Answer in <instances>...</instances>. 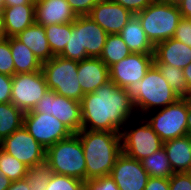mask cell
I'll return each instance as SVG.
<instances>
[{"instance_id":"44dd1931","label":"cell","mask_w":191,"mask_h":190,"mask_svg":"<svg viewBox=\"0 0 191 190\" xmlns=\"http://www.w3.org/2000/svg\"><path fill=\"white\" fill-rule=\"evenodd\" d=\"M174 173L191 172V137L188 135L163 142Z\"/></svg>"},{"instance_id":"ba28073f","label":"cell","mask_w":191,"mask_h":190,"mask_svg":"<svg viewBox=\"0 0 191 190\" xmlns=\"http://www.w3.org/2000/svg\"><path fill=\"white\" fill-rule=\"evenodd\" d=\"M144 118L163 142L187 135L188 98H179Z\"/></svg>"},{"instance_id":"d6a6232c","label":"cell","mask_w":191,"mask_h":190,"mask_svg":"<svg viewBox=\"0 0 191 190\" xmlns=\"http://www.w3.org/2000/svg\"><path fill=\"white\" fill-rule=\"evenodd\" d=\"M0 73L15 75V66L10 48V38L0 40Z\"/></svg>"},{"instance_id":"8fae6325","label":"cell","mask_w":191,"mask_h":190,"mask_svg":"<svg viewBox=\"0 0 191 190\" xmlns=\"http://www.w3.org/2000/svg\"><path fill=\"white\" fill-rule=\"evenodd\" d=\"M47 90L42 70L15 74L12 76L11 103L24 113L28 112L34 109Z\"/></svg>"},{"instance_id":"52a82bcc","label":"cell","mask_w":191,"mask_h":190,"mask_svg":"<svg viewBox=\"0 0 191 190\" xmlns=\"http://www.w3.org/2000/svg\"><path fill=\"white\" fill-rule=\"evenodd\" d=\"M78 61L54 56L42 64L48 89L56 94L81 102L83 96L78 80Z\"/></svg>"},{"instance_id":"d6986e66","label":"cell","mask_w":191,"mask_h":190,"mask_svg":"<svg viewBox=\"0 0 191 190\" xmlns=\"http://www.w3.org/2000/svg\"><path fill=\"white\" fill-rule=\"evenodd\" d=\"M78 80L84 94L93 93L109 81V68L100 58L89 57L78 62Z\"/></svg>"},{"instance_id":"7402d4cb","label":"cell","mask_w":191,"mask_h":190,"mask_svg":"<svg viewBox=\"0 0 191 190\" xmlns=\"http://www.w3.org/2000/svg\"><path fill=\"white\" fill-rule=\"evenodd\" d=\"M15 38L30 48L42 64L54 57L46 37L44 26L36 22L15 36Z\"/></svg>"},{"instance_id":"8992f818","label":"cell","mask_w":191,"mask_h":190,"mask_svg":"<svg viewBox=\"0 0 191 190\" xmlns=\"http://www.w3.org/2000/svg\"><path fill=\"white\" fill-rule=\"evenodd\" d=\"M135 16L139 19L147 38L154 46L172 38L182 18L177 5L161 0H154Z\"/></svg>"},{"instance_id":"ee69618b","label":"cell","mask_w":191,"mask_h":190,"mask_svg":"<svg viewBox=\"0 0 191 190\" xmlns=\"http://www.w3.org/2000/svg\"><path fill=\"white\" fill-rule=\"evenodd\" d=\"M12 181L4 176L0 171V190H7Z\"/></svg>"},{"instance_id":"7dc6e473","label":"cell","mask_w":191,"mask_h":190,"mask_svg":"<svg viewBox=\"0 0 191 190\" xmlns=\"http://www.w3.org/2000/svg\"><path fill=\"white\" fill-rule=\"evenodd\" d=\"M6 38L5 32H4V27H3V17L2 13L0 11V40Z\"/></svg>"},{"instance_id":"9a60e30c","label":"cell","mask_w":191,"mask_h":190,"mask_svg":"<svg viewBox=\"0 0 191 190\" xmlns=\"http://www.w3.org/2000/svg\"><path fill=\"white\" fill-rule=\"evenodd\" d=\"M110 176L119 190H144L150 177L141 161L124 153L117 157Z\"/></svg>"},{"instance_id":"4dcf8cb0","label":"cell","mask_w":191,"mask_h":190,"mask_svg":"<svg viewBox=\"0 0 191 190\" xmlns=\"http://www.w3.org/2000/svg\"><path fill=\"white\" fill-rule=\"evenodd\" d=\"M52 174L53 172L46 163L29 167L25 177L29 184V190H46Z\"/></svg>"},{"instance_id":"d4e9b609","label":"cell","mask_w":191,"mask_h":190,"mask_svg":"<svg viewBox=\"0 0 191 190\" xmlns=\"http://www.w3.org/2000/svg\"><path fill=\"white\" fill-rule=\"evenodd\" d=\"M24 112L11 102L0 103V142L23 126Z\"/></svg>"},{"instance_id":"8d00e7d4","label":"cell","mask_w":191,"mask_h":190,"mask_svg":"<svg viewBox=\"0 0 191 190\" xmlns=\"http://www.w3.org/2000/svg\"><path fill=\"white\" fill-rule=\"evenodd\" d=\"M76 16L89 15L92 8L102 0H66Z\"/></svg>"},{"instance_id":"484cf974","label":"cell","mask_w":191,"mask_h":190,"mask_svg":"<svg viewBox=\"0 0 191 190\" xmlns=\"http://www.w3.org/2000/svg\"><path fill=\"white\" fill-rule=\"evenodd\" d=\"M132 52L120 34H108L100 59L109 68L129 56Z\"/></svg>"},{"instance_id":"836d02e7","label":"cell","mask_w":191,"mask_h":190,"mask_svg":"<svg viewBox=\"0 0 191 190\" xmlns=\"http://www.w3.org/2000/svg\"><path fill=\"white\" fill-rule=\"evenodd\" d=\"M85 190H119L110 175L87 180Z\"/></svg>"},{"instance_id":"5bb4252c","label":"cell","mask_w":191,"mask_h":190,"mask_svg":"<svg viewBox=\"0 0 191 190\" xmlns=\"http://www.w3.org/2000/svg\"><path fill=\"white\" fill-rule=\"evenodd\" d=\"M154 54L131 53L109 67V80L123 89L141 81L152 66Z\"/></svg>"},{"instance_id":"bcb514c9","label":"cell","mask_w":191,"mask_h":190,"mask_svg":"<svg viewBox=\"0 0 191 190\" xmlns=\"http://www.w3.org/2000/svg\"><path fill=\"white\" fill-rule=\"evenodd\" d=\"M187 135L191 137V97L188 98Z\"/></svg>"},{"instance_id":"3957f363","label":"cell","mask_w":191,"mask_h":190,"mask_svg":"<svg viewBox=\"0 0 191 190\" xmlns=\"http://www.w3.org/2000/svg\"><path fill=\"white\" fill-rule=\"evenodd\" d=\"M126 91L135 111L139 110L145 115L152 113V109L164 108L180 98L154 64L141 81L130 84Z\"/></svg>"},{"instance_id":"ac0fdd59","label":"cell","mask_w":191,"mask_h":190,"mask_svg":"<svg viewBox=\"0 0 191 190\" xmlns=\"http://www.w3.org/2000/svg\"><path fill=\"white\" fill-rule=\"evenodd\" d=\"M191 63V47L174 38L154 46L153 64H168L184 69Z\"/></svg>"},{"instance_id":"4fadbf2b","label":"cell","mask_w":191,"mask_h":190,"mask_svg":"<svg viewBox=\"0 0 191 190\" xmlns=\"http://www.w3.org/2000/svg\"><path fill=\"white\" fill-rule=\"evenodd\" d=\"M0 148L28 167L45 163L46 149L22 126L0 142Z\"/></svg>"},{"instance_id":"f546056e","label":"cell","mask_w":191,"mask_h":190,"mask_svg":"<svg viewBox=\"0 0 191 190\" xmlns=\"http://www.w3.org/2000/svg\"><path fill=\"white\" fill-rule=\"evenodd\" d=\"M29 167L0 148V171L11 181L25 179Z\"/></svg>"},{"instance_id":"603a6c76","label":"cell","mask_w":191,"mask_h":190,"mask_svg":"<svg viewBox=\"0 0 191 190\" xmlns=\"http://www.w3.org/2000/svg\"><path fill=\"white\" fill-rule=\"evenodd\" d=\"M119 34L132 53L154 54V45L147 38L135 15L131 17Z\"/></svg>"},{"instance_id":"b9f144b4","label":"cell","mask_w":191,"mask_h":190,"mask_svg":"<svg viewBox=\"0 0 191 190\" xmlns=\"http://www.w3.org/2000/svg\"><path fill=\"white\" fill-rule=\"evenodd\" d=\"M7 190H29V184L27 179L12 181Z\"/></svg>"},{"instance_id":"e575fe53","label":"cell","mask_w":191,"mask_h":190,"mask_svg":"<svg viewBox=\"0 0 191 190\" xmlns=\"http://www.w3.org/2000/svg\"><path fill=\"white\" fill-rule=\"evenodd\" d=\"M172 38L191 47V19L182 17Z\"/></svg>"},{"instance_id":"5b68a950","label":"cell","mask_w":191,"mask_h":190,"mask_svg":"<svg viewBox=\"0 0 191 190\" xmlns=\"http://www.w3.org/2000/svg\"><path fill=\"white\" fill-rule=\"evenodd\" d=\"M45 163L54 174L66 175L86 182L85 156L77 133L48 147Z\"/></svg>"},{"instance_id":"f6af8a7d","label":"cell","mask_w":191,"mask_h":190,"mask_svg":"<svg viewBox=\"0 0 191 190\" xmlns=\"http://www.w3.org/2000/svg\"><path fill=\"white\" fill-rule=\"evenodd\" d=\"M183 74L186 78L187 86L191 92V63L183 69Z\"/></svg>"},{"instance_id":"277c9868","label":"cell","mask_w":191,"mask_h":190,"mask_svg":"<svg viewBox=\"0 0 191 190\" xmlns=\"http://www.w3.org/2000/svg\"><path fill=\"white\" fill-rule=\"evenodd\" d=\"M107 36L108 33L90 16H77L71 22V34L59 56L78 62L89 57L99 58Z\"/></svg>"},{"instance_id":"7bdbcfd3","label":"cell","mask_w":191,"mask_h":190,"mask_svg":"<svg viewBox=\"0 0 191 190\" xmlns=\"http://www.w3.org/2000/svg\"><path fill=\"white\" fill-rule=\"evenodd\" d=\"M20 4H35L34 0H3V7H12Z\"/></svg>"},{"instance_id":"2e32d148","label":"cell","mask_w":191,"mask_h":190,"mask_svg":"<svg viewBox=\"0 0 191 190\" xmlns=\"http://www.w3.org/2000/svg\"><path fill=\"white\" fill-rule=\"evenodd\" d=\"M133 15L113 0H102L92 8L88 16L108 34H119Z\"/></svg>"},{"instance_id":"7c38bea8","label":"cell","mask_w":191,"mask_h":190,"mask_svg":"<svg viewBox=\"0 0 191 190\" xmlns=\"http://www.w3.org/2000/svg\"><path fill=\"white\" fill-rule=\"evenodd\" d=\"M23 126L45 149L73 134L60 120L47 113H24Z\"/></svg>"},{"instance_id":"ab89813d","label":"cell","mask_w":191,"mask_h":190,"mask_svg":"<svg viewBox=\"0 0 191 190\" xmlns=\"http://www.w3.org/2000/svg\"><path fill=\"white\" fill-rule=\"evenodd\" d=\"M144 190H170L169 178L149 177Z\"/></svg>"},{"instance_id":"6da1fadb","label":"cell","mask_w":191,"mask_h":190,"mask_svg":"<svg viewBox=\"0 0 191 190\" xmlns=\"http://www.w3.org/2000/svg\"><path fill=\"white\" fill-rule=\"evenodd\" d=\"M81 113L84 130L121 132L136 111L126 89L109 80L83 96Z\"/></svg>"},{"instance_id":"f1b7e54d","label":"cell","mask_w":191,"mask_h":190,"mask_svg":"<svg viewBox=\"0 0 191 190\" xmlns=\"http://www.w3.org/2000/svg\"><path fill=\"white\" fill-rule=\"evenodd\" d=\"M44 28L52 55L59 56L68 42L69 34H71V22L48 25Z\"/></svg>"},{"instance_id":"9c48e42d","label":"cell","mask_w":191,"mask_h":190,"mask_svg":"<svg viewBox=\"0 0 191 190\" xmlns=\"http://www.w3.org/2000/svg\"><path fill=\"white\" fill-rule=\"evenodd\" d=\"M25 113H47L66 125L73 133L82 129L81 102L56 94L48 89L33 110Z\"/></svg>"},{"instance_id":"30bf717a","label":"cell","mask_w":191,"mask_h":190,"mask_svg":"<svg viewBox=\"0 0 191 190\" xmlns=\"http://www.w3.org/2000/svg\"><path fill=\"white\" fill-rule=\"evenodd\" d=\"M141 121L142 125H138V128H129L127 123L120 132L122 153L138 161L163 148V141L158 134L144 118Z\"/></svg>"},{"instance_id":"74e56055","label":"cell","mask_w":191,"mask_h":190,"mask_svg":"<svg viewBox=\"0 0 191 190\" xmlns=\"http://www.w3.org/2000/svg\"><path fill=\"white\" fill-rule=\"evenodd\" d=\"M12 76L0 73V103L11 102Z\"/></svg>"},{"instance_id":"60d3db41","label":"cell","mask_w":191,"mask_h":190,"mask_svg":"<svg viewBox=\"0 0 191 190\" xmlns=\"http://www.w3.org/2000/svg\"><path fill=\"white\" fill-rule=\"evenodd\" d=\"M177 6L182 17L191 19V0H182Z\"/></svg>"},{"instance_id":"7a4b0ae2","label":"cell","mask_w":191,"mask_h":190,"mask_svg":"<svg viewBox=\"0 0 191 190\" xmlns=\"http://www.w3.org/2000/svg\"><path fill=\"white\" fill-rule=\"evenodd\" d=\"M77 134L85 156L86 181L110 175L122 153L121 133L81 129Z\"/></svg>"},{"instance_id":"1f68e13d","label":"cell","mask_w":191,"mask_h":190,"mask_svg":"<svg viewBox=\"0 0 191 190\" xmlns=\"http://www.w3.org/2000/svg\"><path fill=\"white\" fill-rule=\"evenodd\" d=\"M46 190H85V182L66 175L53 173Z\"/></svg>"},{"instance_id":"f35d334b","label":"cell","mask_w":191,"mask_h":190,"mask_svg":"<svg viewBox=\"0 0 191 190\" xmlns=\"http://www.w3.org/2000/svg\"><path fill=\"white\" fill-rule=\"evenodd\" d=\"M115 3L122 5L129 10L132 14H137L144 10L154 0H113Z\"/></svg>"},{"instance_id":"681fc988","label":"cell","mask_w":191,"mask_h":190,"mask_svg":"<svg viewBox=\"0 0 191 190\" xmlns=\"http://www.w3.org/2000/svg\"><path fill=\"white\" fill-rule=\"evenodd\" d=\"M3 8V0H0V11L2 10Z\"/></svg>"},{"instance_id":"c3c4849f","label":"cell","mask_w":191,"mask_h":190,"mask_svg":"<svg viewBox=\"0 0 191 190\" xmlns=\"http://www.w3.org/2000/svg\"><path fill=\"white\" fill-rule=\"evenodd\" d=\"M163 2H167L170 4H174V5H178V3H180L182 0H161Z\"/></svg>"},{"instance_id":"4316f807","label":"cell","mask_w":191,"mask_h":190,"mask_svg":"<svg viewBox=\"0 0 191 190\" xmlns=\"http://www.w3.org/2000/svg\"><path fill=\"white\" fill-rule=\"evenodd\" d=\"M141 163L150 177L170 178L174 174L164 147L142 159Z\"/></svg>"},{"instance_id":"d590c367","label":"cell","mask_w":191,"mask_h":190,"mask_svg":"<svg viewBox=\"0 0 191 190\" xmlns=\"http://www.w3.org/2000/svg\"><path fill=\"white\" fill-rule=\"evenodd\" d=\"M170 190H191V172L174 173L169 178Z\"/></svg>"},{"instance_id":"ffe728a7","label":"cell","mask_w":191,"mask_h":190,"mask_svg":"<svg viewBox=\"0 0 191 190\" xmlns=\"http://www.w3.org/2000/svg\"><path fill=\"white\" fill-rule=\"evenodd\" d=\"M1 13L4 32L8 38L17 36L35 22V4L3 7Z\"/></svg>"},{"instance_id":"e0dca14e","label":"cell","mask_w":191,"mask_h":190,"mask_svg":"<svg viewBox=\"0 0 191 190\" xmlns=\"http://www.w3.org/2000/svg\"><path fill=\"white\" fill-rule=\"evenodd\" d=\"M76 17L66 0L35 1V22L41 26L70 23Z\"/></svg>"},{"instance_id":"83f0119b","label":"cell","mask_w":191,"mask_h":190,"mask_svg":"<svg viewBox=\"0 0 191 190\" xmlns=\"http://www.w3.org/2000/svg\"><path fill=\"white\" fill-rule=\"evenodd\" d=\"M180 98L191 97L183 70L168 64H154Z\"/></svg>"},{"instance_id":"cb8c5ba5","label":"cell","mask_w":191,"mask_h":190,"mask_svg":"<svg viewBox=\"0 0 191 190\" xmlns=\"http://www.w3.org/2000/svg\"><path fill=\"white\" fill-rule=\"evenodd\" d=\"M10 48L15 66V74L42 70V63L31 49L18 41L15 37L10 38Z\"/></svg>"}]
</instances>
